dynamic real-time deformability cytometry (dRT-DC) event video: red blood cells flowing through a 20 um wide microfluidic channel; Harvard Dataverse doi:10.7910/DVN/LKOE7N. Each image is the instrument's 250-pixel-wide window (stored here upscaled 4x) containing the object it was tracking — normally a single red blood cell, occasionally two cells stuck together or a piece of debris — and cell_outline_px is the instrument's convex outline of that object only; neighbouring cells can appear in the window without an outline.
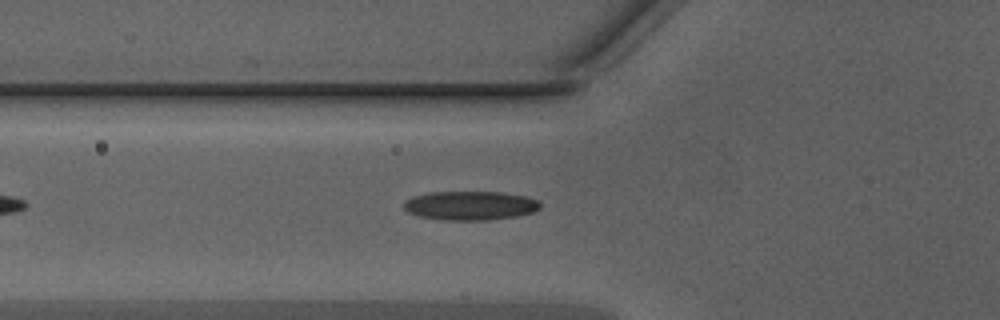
{"species": "Egyptian fruit bat (a non-hibernating species)", "species_latin": "Rousettus aegyptiacus", "temperature_condition": "warm", "stored_images_in_passage": 37, "camera_frame_rate_fps": 3000, "um_per_image_px": 0.085, "animal": {"sex": "male"}, "frame": {"image": 1, "passage_image": 7, "time_ms": 2.0, "image_size_px": [1000, 320], "cell_outline_px": [[540, 208], [532, 212], [516, 216], [488, 220], [444, 220], [420, 216], [408, 212], [404, 208], [404, 200], [412, 196], [428, 192], [500, 192], [528, 196], [536, 200], [540, 204]], "centroid_in_image_um": [39.95, 17.46], "position_along_channel_um": 85.9, "area_um2": 23.06}}
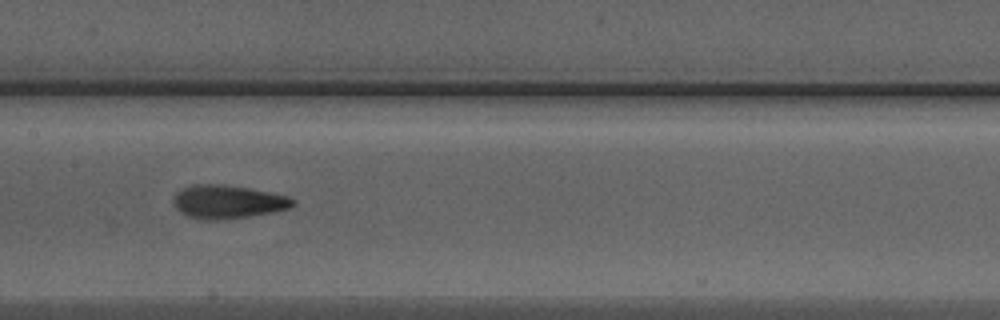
{"frame": {"image": 2, "passage_image": 14, "time_ms": 4.333, "image_size_px": [1000, 320], "cell_outline_px": [[296, 204], [288, 208], [276, 212], [252, 216], [220, 220], [200, 220], [188, 216], [180, 212], [176, 208], [172, 200], [176, 192], [184, 188], [196, 184], [224, 184], [248, 188], [288, 196]], "centroid_in_image_um": [19.34, 17.17], "position_along_channel_um": 188.1, "area_um2": 23.35}}
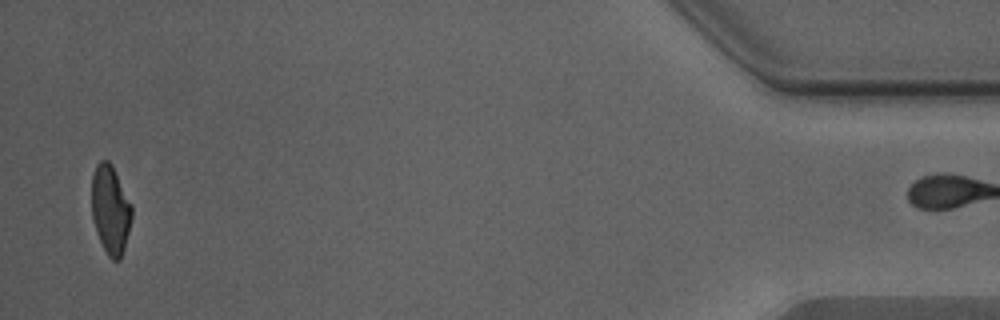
{"frame": {"image": 3, "passage_image": 36, "time_ms": 11.667, "image_size_px": [1000, 320], "cell_outline_px": [[132, 216], [124, 248], [120, 260], [112, 260], [108, 256], [96, 232], [92, 220], [92, 176], [96, 164], [100, 160], [108, 160], [112, 164], [132, 204]], "centroid_in_image_um": [9.38, 17.79], "position_along_channel_um": 425.8, "area_um2": 20.81}, "authors_computed_cell_mechanics": {"area_um2": 22.0218, "velocity_mm_per_s": 4.3508, "shape_relaxation_time_tau1_ms": 4.7675, "shape_relaxation_time_tau2_ms": 1.7216, "deformation_change_tau1": 0.1743, "deformation_change_tau2": 0.0833}}